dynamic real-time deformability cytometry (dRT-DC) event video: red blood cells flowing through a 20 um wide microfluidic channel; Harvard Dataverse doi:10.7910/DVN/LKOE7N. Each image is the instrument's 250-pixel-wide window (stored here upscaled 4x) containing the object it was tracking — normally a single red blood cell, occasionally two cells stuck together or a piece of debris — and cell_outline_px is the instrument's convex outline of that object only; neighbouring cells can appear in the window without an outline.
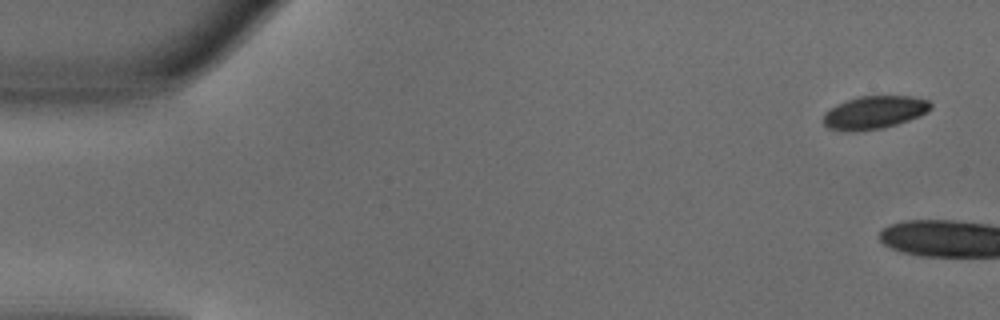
{"species": "common noctule bat (a hibernating species)", "species_latin": "Nyctalus noctula", "temperature_condition": "warm", "stored_images_in_passage": 4, "camera_frame_rate_fps": 3000, "um_per_image_px": 0.085, "animal": {"sex": "male", "body_mass_g": 18.8}, "frame": {"image": 1, "passage_image": 1, "time_ms": 0.0, "image_size_px": [1000, 320], "cell_outline_px": [[932, 108], [928, 112], [920, 116], [884, 128], [856, 132], [844, 132], [828, 128], [824, 124], [824, 112], [836, 104], [860, 96], [912, 96], [928, 100], [932, 104]], "centroid_in_image_um": [74.31, 9.57], "position_along_channel_um": 10.7, "area_um2": 20.87}}